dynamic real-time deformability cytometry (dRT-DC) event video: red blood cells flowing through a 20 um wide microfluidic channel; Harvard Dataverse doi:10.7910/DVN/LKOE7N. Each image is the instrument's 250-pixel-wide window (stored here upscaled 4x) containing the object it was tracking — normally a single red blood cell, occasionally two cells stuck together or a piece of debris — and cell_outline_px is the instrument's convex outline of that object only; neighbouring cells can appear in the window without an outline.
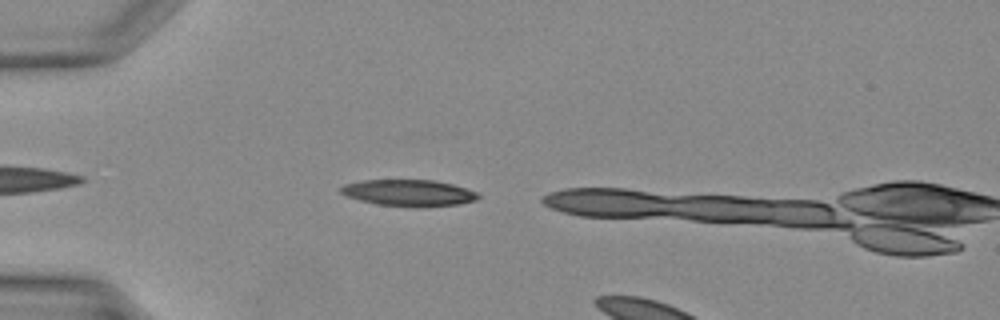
{"species": "Egyptian fruit bat (a non-hibernating species)", "species_latin": "Rousettus aegyptiacus", "temperature_condition": "warm", "stored_images_in_passage": 3, "camera_frame_rate_fps": 3000, "um_per_image_px": 0.085, "animal": {"sex": "female"}, "frame": {"image": 1, "passage_image": 2, "time_ms": 0.333, "image_size_px": [1000, 320], "cell_outline_px": [[480, 196], [476, 200], [456, 204], [424, 208], [416, 208], [376, 204], [360, 200], [348, 196], [340, 192], [340, 188], [344, 184], [360, 180], [432, 180], [452, 184], [476, 192]], "centroid_in_image_um": [34.73, 16.4], "position_along_channel_um": 50.3, "area_um2": 21.27}}